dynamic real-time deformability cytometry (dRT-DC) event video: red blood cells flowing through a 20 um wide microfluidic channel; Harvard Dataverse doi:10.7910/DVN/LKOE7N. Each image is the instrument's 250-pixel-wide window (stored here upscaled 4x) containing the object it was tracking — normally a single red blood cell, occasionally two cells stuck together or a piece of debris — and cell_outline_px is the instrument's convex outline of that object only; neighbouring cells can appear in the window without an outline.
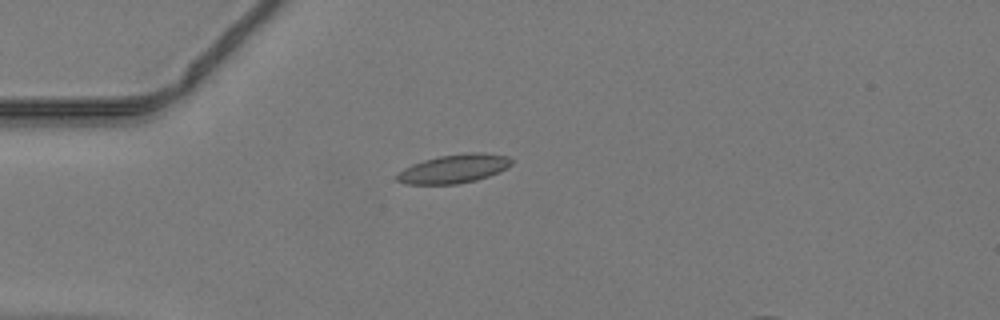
{"species": "common noctule bat (a hibernating species)", "species_latin": "Nyctalus noctula", "temperature_condition": "warm", "stored_images_in_passage": 33, "camera_frame_rate_fps": 3000, "um_per_image_px": 0.085, "animal": {"sex": "male", "body_mass_g": 19.2, "forearm_length_mm": 51.8}, "frame": {"image": 1, "passage_image": 1, "time_ms": 0.0, "image_size_px": [1000, 320], "cell_outline_px": [[512, 164], [508, 168], [488, 176], [476, 180], [460, 184], [404, 184], [396, 180], [396, 172], [412, 164], [424, 160], [440, 156], [468, 152], [484, 152], [508, 156], [512, 160]], "centroid_in_image_um": [38.58, 14.34], "position_along_channel_um": 46.4, "area_um2": 19.36}}
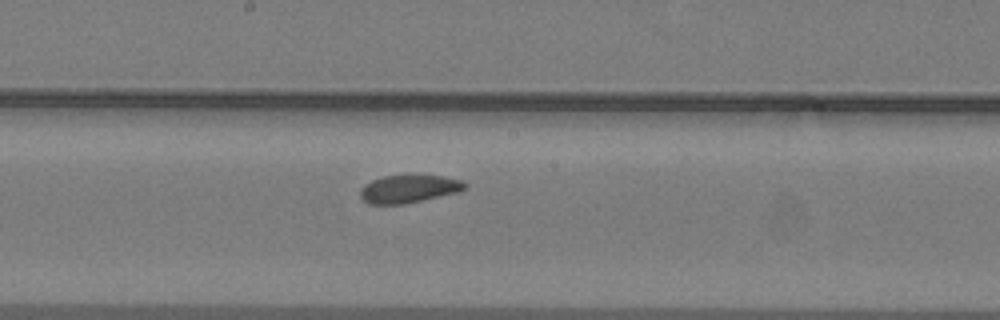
{"frame": {"image": 2, "passage_image": 14, "time_ms": 4.333, "image_size_px": [1000, 320], "cell_outline_px": [[468, 188], [460, 192], [404, 204], [368, 204], [360, 196], [360, 188], [364, 184], [372, 180], [384, 176], [444, 176], [464, 180], [468, 184]], "centroid_in_image_um": [34.8, 16.06], "position_along_channel_um": 213.4, "area_um2": 17.11}}
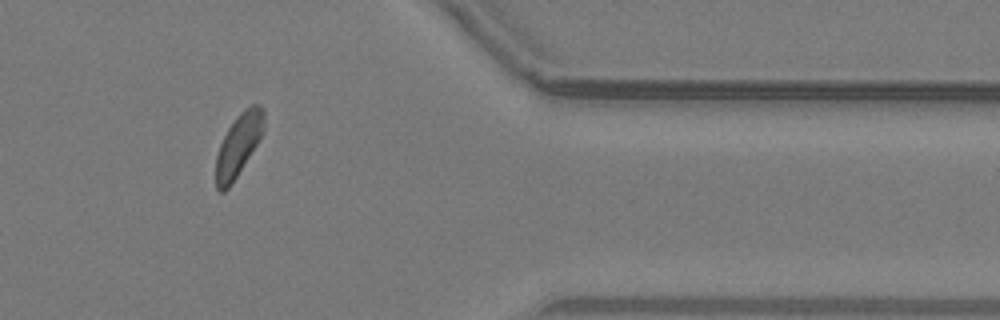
{"frame": {"image": 3, "passage_image": 28, "time_ms": 9.0, "image_size_px": [1000, 320], "cell_outline_px": [[264, 132], [232, 184], [224, 192], [220, 192], [216, 188], [216, 156], [220, 144], [228, 128], [236, 116], [244, 108], [252, 104], [260, 104], [264, 108]], "centroid_in_image_um": [20.28, 12.3], "position_along_channel_um": 391.1, "area_um2": 17.51}}